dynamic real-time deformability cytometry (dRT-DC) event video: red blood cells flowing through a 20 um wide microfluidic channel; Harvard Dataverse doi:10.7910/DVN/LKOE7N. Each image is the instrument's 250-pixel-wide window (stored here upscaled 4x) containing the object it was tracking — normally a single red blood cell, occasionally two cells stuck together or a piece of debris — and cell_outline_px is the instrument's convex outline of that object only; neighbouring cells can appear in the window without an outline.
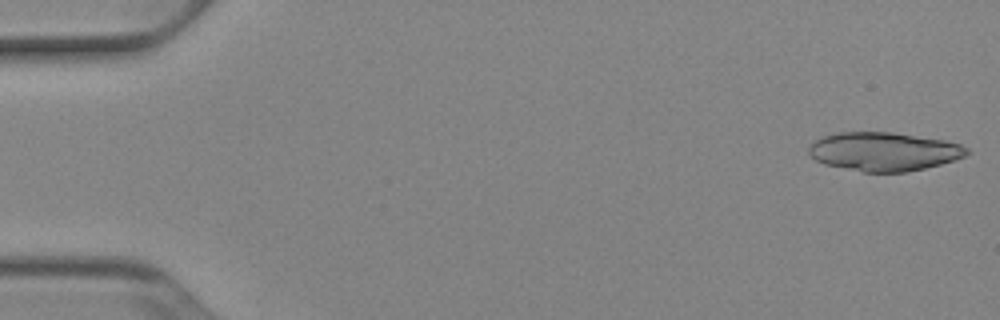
{"species": "Egyptian fruit bat (a non-hibernating species)", "species_latin": "Rousettus aegyptiacus", "temperature_condition": "cold", "stored_images_in_passage": 50, "camera_frame_rate_fps": 3000, "um_per_image_px": 0.085, "animal": {"sex": "female"}, "frame": {"image": 1, "passage_image": 1, "time_ms": 0.0, "image_size_px": [1000, 320], "cell_outline_px": [[972, 152], [964, 156], [940, 164], [908, 172], [864, 172], [824, 164], [816, 160], [808, 152], [808, 148], [816, 140], [824, 136], [836, 132], [892, 132], [944, 140], [960, 144], [968, 148]], "centroid_in_image_um": [75.14, 12.88], "position_along_channel_um": 9.9, "area_um2": 35.49}}
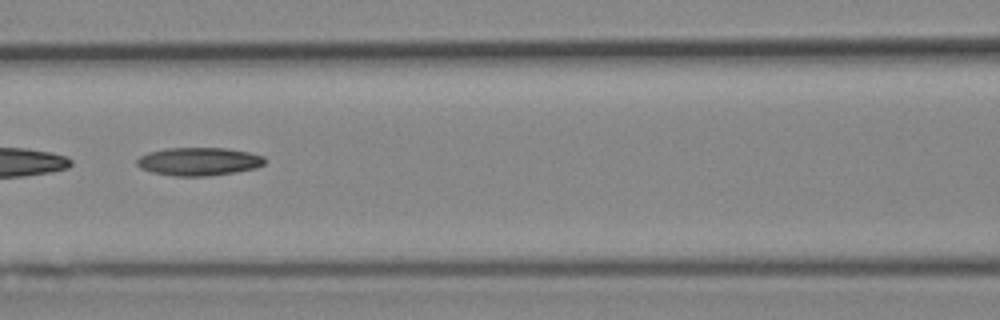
{"frame": {"image": 2, "passage_image": 23, "time_ms": 7.333, "image_size_px": [1000, 320], "cell_outline_px": [[268, 160], [264, 164], [256, 168], [236, 172], [208, 176], [176, 176], [152, 172], [140, 168], [136, 164], [136, 160], [140, 156], [148, 152], [164, 148], [228, 148], [248, 152], [264, 156]], "centroid_in_image_um": [16.91, 13.72], "position_along_channel_um": 149.7, "area_um2": 21.15}}
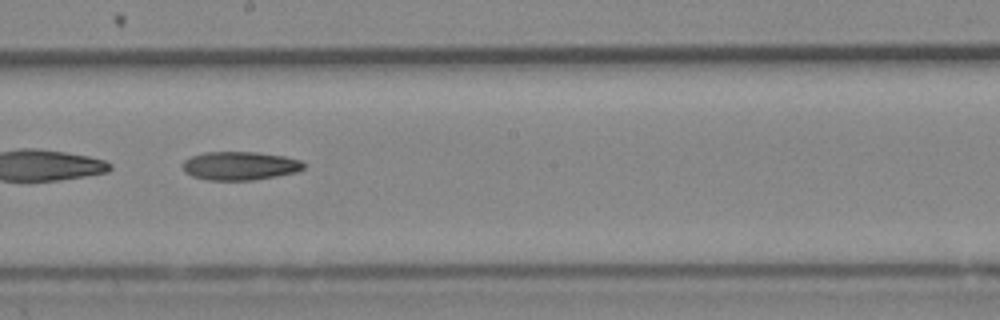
{"frame": {"image": 3, "passage_image": 29, "time_ms": 9.333, "image_size_px": [1000, 320], "cell_outline_px": [[304, 168], [296, 172], [276, 176], [252, 180], [208, 180], [192, 176], [184, 172], [184, 160], [192, 156], [204, 152], [260, 152], [284, 156], [300, 160], [304, 164]], "centroid_in_image_um": [20.39, 14.09], "position_along_channel_um": 227.8, "area_um2": 20.06}}